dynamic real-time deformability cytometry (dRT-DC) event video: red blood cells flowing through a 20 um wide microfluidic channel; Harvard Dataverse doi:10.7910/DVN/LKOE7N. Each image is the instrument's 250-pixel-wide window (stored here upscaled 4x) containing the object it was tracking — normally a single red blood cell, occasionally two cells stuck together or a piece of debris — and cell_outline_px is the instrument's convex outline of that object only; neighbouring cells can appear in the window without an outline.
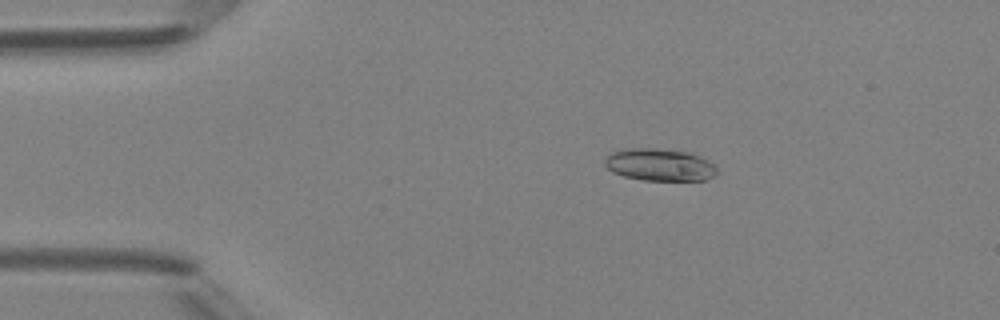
{"species": "Egyptian fruit bat (a non-hibernating species)", "species_latin": "Rousettus aegyptiacus", "temperature_condition": "room temperature", "stored_images_in_passage": 6, "camera_frame_rate_fps": 3000, "um_per_image_px": 0.085, "animal": {"sex": "female"}, "frame": {"image": 1, "passage_image": 3, "time_ms": 2.333, "image_size_px": [1000, 320], "cell_outline_px": [[720, 172], [704, 180], [644, 180], [624, 176], [612, 172], [604, 164], [604, 160], [612, 152], [624, 148], [656, 148], [688, 152], [700, 156], [708, 160]], "centroid_in_image_um": [56.06, 14.0], "position_along_channel_um": 28.9, "area_um2": 21.1}}
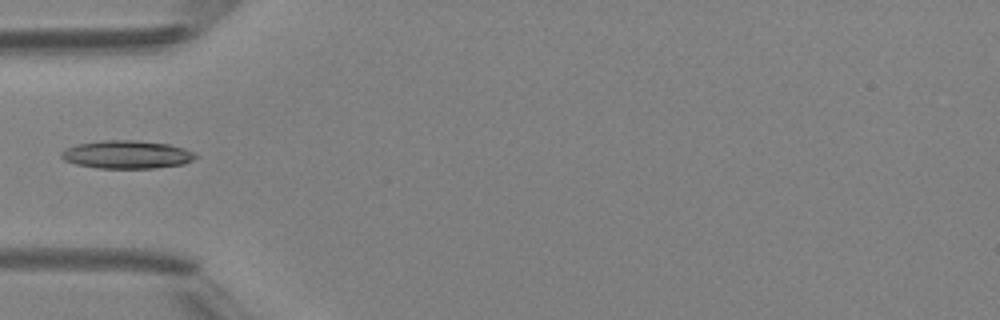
{"frame": {"image": 2, "passage_image": 5, "time_ms": 4.667, "image_size_px": [1000, 320], "cell_outline_px": [[196, 156], [192, 160], [184, 164], [152, 168], [96, 168], [76, 164], [64, 160], [60, 156], [60, 152], [64, 148], [76, 144], [104, 140], [136, 140], [168, 144], [184, 148], [196, 152]], "centroid_in_image_um": [10.75, 13.13], "position_along_channel_um": 74.2, "area_um2": 22.08}}
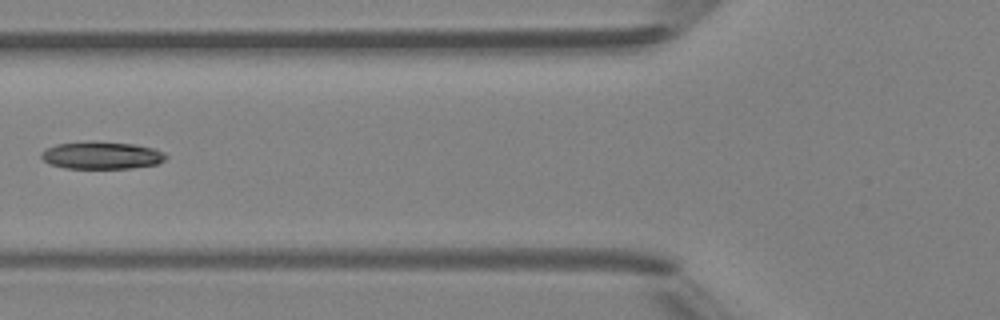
{"frame": {"image": 3, "passage_image": 6, "time_ms": 5.667, "image_size_px": [1000, 320], "cell_outline_px": [[168, 156], [164, 160], [156, 164], [132, 168], [64, 168], [52, 164], [44, 160], [40, 156], [40, 152], [56, 144], [88, 140], [136, 144], [156, 148], [164, 152]], "centroid_in_image_um": [8.66, 13.18], "position_along_channel_um": 117.1, "area_um2": 20.17}}